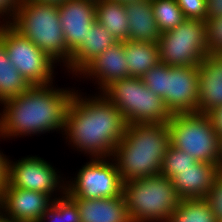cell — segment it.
<instances>
[{
	"mask_svg": "<svg viewBox=\"0 0 222 222\" xmlns=\"http://www.w3.org/2000/svg\"><path fill=\"white\" fill-rule=\"evenodd\" d=\"M80 93L77 90L71 98L62 135L73 149L90 154V159L112 157L127 122L103 94L87 97Z\"/></svg>",
	"mask_w": 222,
	"mask_h": 222,
	"instance_id": "1",
	"label": "cell"
},
{
	"mask_svg": "<svg viewBox=\"0 0 222 222\" xmlns=\"http://www.w3.org/2000/svg\"><path fill=\"white\" fill-rule=\"evenodd\" d=\"M76 90L33 85L24 93L1 104L0 139L64 132L66 111ZM21 135V136H20Z\"/></svg>",
	"mask_w": 222,
	"mask_h": 222,
	"instance_id": "2",
	"label": "cell"
},
{
	"mask_svg": "<svg viewBox=\"0 0 222 222\" xmlns=\"http://www.w3.org/2000/svg\"><path fill=\"white\" fill-rule=\"evenodd\" d=\"M169 145L167 123L127 124L112 154L122 182L159 175Z\"/></svg>",
	"mask_w": 222,
	"mask_h": 222,
	"instance_id": "3",
	"label": "cell"
},
{
	"mask_svg": "<svg viewBox=\"0 0 222 222\" xmlns=\"http://www.w3.org/2000/svg\"><path fill=\"white\" fill-rule=\"evenodd\" d=\"M8 24L56 64L63 62V66L67 67L71 56L67 53L58 5L20 1Z\"/></svg>",
	"mask_w": 222,
	"mask_h": 222,
	"instance_id": "4",
	"label": "cell"
},
{
	"mask_svg": "<svg viewBox=\"0 0 222 222\" xmlns=\"http://www.w3.org/2000/svg\"><path fill=\"white\" fill-rule=\"evenodd\" d=\"M122 195L131 222H167L181 201L172 180L161 174L124 182Z\"/></svg>",
	"mask_w": 222,
	"mask_h": 222,
	"instance_id": "5",
	"label": "cell"
},
{
	"mask_svg": "<svg viewBox=\"0 0 222 222\" xmlns=\"http://www.w3.org/2000/svg\"><path fill=\"white\" fill-rule=\"evenodd\" d=\"M198 66L170 67L159 63L141 79L160 96L171 114L197 112L199 97Z\"/></svg>",
	"mask_w": 222,
	"mask_h": 222,
	"instance_id": "6",
	"label": "cell"
},
{
	"mask_svg": "<svg viewBox=\"0 0 222 222\" xmlns=\"http://www.w3.org/2000/svg\"><path fill=\"white\" fill-rule=\"evenodd\" d=\"M101 94L122 113L127 124L167 123L172 116L163 99L148 89L141 78L116 80Z\"/></svg>",
	"mask_w": 222,
	"mask_h": 222,
	"instance_id": "7",
	"label": "cell"
},
{
	"mask_svg": "<svg viewBox=\"0 0 222 222\" xmlns=\"http://www.w3.org/2000/svg\"><path fill=\"white\" fill-rule=\"evenodd\" d=\"M170 145L197 161L219 164L220 136L205 113H176L167 122Z\"/></svg>",
	"mask_w": 222,
	"mask_h": 222,
	"instance_id": "8",
	"label": "cell"
},
{
	"mask_svg": "<svg viewBox=\"0 0 222 222\" xmlns=\"http://www.w3.org/2000/svg\"><path fill=\"white\" fill-rule=\"evenodd\" d=\"M157 43L161 63L170 67L199 66L208 56L206 21L185 19L176 28L161 33Z\"/></svg>",
	"mask_w": 222,
	"mask_h": 222,
	"instance_id": "9",
	"label": "cell"
},
{
	"mask_svg": "<svg viewBox=\"0 0 222 222\" xmlns=\"http://www.w3.org/2000/svg\"><path fill=\"white\" fill-rule=\"evenodd\" d=\"M0 41L9 61L31 85L53 84L55 61L8 23L0 24Z\"/></svg>",
	"mask_w": 222,
	"mask_h": 222,
	"instance_id": "10",
	"label": "cell"
},
{
	"mask_svg": "<svg viewBox=\"0 0 222 222\" xmlns=\"http://www.w3.org/2000/svg\"><path fill=\"white\" fill-rule=\"evenodd\" d=\"M73 179L65 182L71 198H110L122 194L123 182L112 157L91 158Z\"/></svg>",
	"mask_w": 222,
	"mask_h": 222,
	"instance_id": "11",
	"label": "cell"
},
{
	"mask_svg": "<svg viewBox=\"0 0 222 222\" xmlns=\"http://www.w3.org/2000/svg\"><path fill=\"white\" fill-rule=\"evenodd\" d=\"M53 167L52 164L39 156L27 155L15 162L9 158L6 186L43 192L54 200L58 198V195L63 196L66 193V183H64L66 178L62 180L58 170ZM57 192L61 194H57Z\"/></svg>",
	"mask_w": 222,
	"mask_h": 222,
	"instance_id": "12",
	"label": "cell"
},
{
	"mask_svg": "<svg viewBox=\"0 0 222 222\" xmlns=\"http://www.w3.org/2000/svg\"><path fill=\"white\" fill-rule=\"evenodd\" d=\"M67 53L71 56L86 39L96 21L95 0H67L58 5Z\"/></svg>",
	"mask_w": 222,
	"mask_h": 222,
	"instance_id": "13",
	"label": "cell"
},
{
	"mask_svg": "<svg viewBox=\"0 0 222 222\" xmlns=\"http://www.w3.org/2000/svg\"><path fill=\"white\" fill-rule=\"evenodd\" d=\"M52 202L43 192L6 186L0 197V209L18 222H40Z\"/></svg>",
	"mask_w": 222,
	"mask_h": 222,
	"instance_id": "14",
	"label": "cell"
},
{
	"mask_svg": "<svg viewBox=\"0 0 222 222\" xmlns=\"http://www.w3.org/2000/svg\"><path fill=\"white\" fill-rule=\"evenodd\" d=\"M80 75V76H79ZM83 75V76H82ZM78 76L94 79L101 93L110 83L128 78L124 42L117 41L90 62ZM88 77V78H87ZM98 82V83H97Z\"/></svg>",
	"mask_w": 222,
	"mask_h": 222,
	"instance_id": "15",
	"label": "cell"
},
{
	"mask_svg": "<svg viewBox=\"0 0 222 222\" xmlns=\"http://www.w3.org/2000/svg\"><path fill=\"white\" fill-rule=\"evenodd\" d=\"M219 173L215 163L197 161L191 168L179 170L171 180L181 200L205 199Z\"/></svg>",
	"mask_w": 222,
	"mask_h": 222,
	"instance_id": "16",
	"label": "cell"
},
{
	"mask_svg": "<svg viewBox=\"0 0 222 222\" xmlns=\"http://www.w3.org/2000/svg\"><path fill=\"white\" fill-rule=\"evenodd\" d=\"M198 67L197 113L208 114L222 106V55H208Z\"/></svg>",
	"mask_w": 222,
	"mask_h": 222,
	"instance_id": "17",
	"label": "cell"
},
{
	"mask_svg": "<svg viewBox=\"0 0 222 222\" xmlns=\"http://www.w3.org/2000/svg\"><path fill=\"white\" fill-rule=\"evenodd\" d=\"M80 215V222H131L123 195L110 198H72Z\"/></svg>",
	"mask_w": 222,
	"mask_h": 222,
	"instance_id": "18",
	"label": "cell"
},
{
	"mask_svg": "<svg viewBox=\"0 0 222 222\" xmlns=\"http://www.w3.org/2000/svg\"><path fill=\"white\" fill-rule=\"evenodd\" d=\"M116 39L111 33L97 21H95L88 30L86 39L80 47L71 55L70 62L65 70L77 76L78 74L95 59L104 52L108 47L114 44ZM70 70V71H69Z\"/></svg>",
	"mask_w": 222,
	"mask_h": 222,
	"instance_id": "19",
	"label": "cell"
},
{
	"mask_svg": "<svg viewBox=\"0 0 222 222\" xmlns=\"http://www.w3.org/2000/svg\"><path fill=\"white\" fill-rule=\"evenodd\" d=\"M129 22V41L158 42L161 32L153 14L151 0H139L125 4Z\"/></svg>",
	"mask_w": 222,
	"mask_h": 222,
	"instance_id": "20",
	"label": "cell"
},
{
	"mask_svg": "<svg viewBox=\"0 0 222 222\" xmlns=\"http://www.w3.org/2000/svg\"><path fill=\"white\" fill-rule=\"evenodd\" d=\"M124 52L128 66V78H141L160 63L157 42L125 41Z\"/></svg>",
	"mask_w": 222,
	"mask_h": 222,
	"instance_id": "21",
	"label": "cell"
},
{
	"mask_svg": "<svg viewBox=\"0 0 222 222\" xmlns=\"http://www.w3.org/2000/svg\"><path fill=\"white\" fill-rule=\"evenodd\" d=\"M96 21L103 25L116 41L129 39V22L125 12V4L96 0Z\"/></svg>",
	"mask_w": 222,
	"mask_h": 222,
	"instance_id": "22",
	"label": "cell"
},
{
	"mask_svg": "<svg viewBox=\"0 0 222 222\" xmlns=\"http://www.w3.org/2000/svg\"><path fill=\"white\" fill-rule=\"evenodd\" d=\"M30 86L9 61L5 46L0 41V105L3 101L24 93Z\"/></svg>",
	"mask_w": 222,
	"mask_h": 222,
	"instance_id": "23",
	"label": "cell"
},
{
	"mask_svg": "<svg viewBox=\"0 0 222 222\" xmlns=\"http://www.w3.org/2000/svg\"><path fill=\"white\" fill-rule=\"evenodd\" d=\"M167 222H218V219L205 199H185Z\"/></svg>",
	"mask_w": 222,
	"mask_h": 222,
	"instance_id": "24",
	"label": "cell"
},
{
	"mask_svg": "<svg viewBox=\"0 0 222 222\" xmlns=\"http://www.w3.org/2000/svg\"><path fill=\"white\" fill-rule=\"evenodd\" d=\"M151 6L161 33L176 28L186 19L176 0H151Z\"/></svg>",
	"mask_w": 222,
	"mask_h": 222,
	"instance_id": "25",
	"label": "cell"
},
{
	"mask_svg": "<svg viewBox=\"0 0 222 222\" xmlns=\"http://www.w3.org/2000/svg\"><path fill=\"white\" fill-rule=\"evenodd\" d=\"M40 222H80L76 202L65 193L58 196L48 207Z\"/></svg>",
	"mask_w": 222,
	"mask_h": 222,
	"instance_id": "26",
	"label": "cell"
},
{
	"mask_svg": "<svg viewBox=\"0 0 222 222\" xmlns=\"http://www.w3.org/2000/svg\"><path fill=\"white\" fill-rule=\"evenodd\" d=\"M196 162L197 160L191 154L169 145L164 156L160 174L172 179L179 170L191 168V165Z\"/></svg>",
	"mask_w": 222,
	"mask_h": 222,
	"instance_id": "27",
	"label": "cell"
},
{
	"mask_svg": "<svg viewBox=\"0 0 222 222\" xmlns=\"http://www.w3.org/2000/svg\"><path fill=\"white\" fill-rule=\"evenodd\" d=\"M208 55H222V16L206 20Z\"/></svg>",
	"mask_w": 222,
	"mask_h": 222,
	"instance_id": "28",
	"label": "cell"
},
{
	"mask_svg": "<svg viewBox=\"0 0 222 222\" xmlns=\"http://www.w3.org/2000/svg\"><path fill=\"white\" fill-rule=\"evenodd\" d=\"M186 19L207 20L206 0H176Z\"/></svg>",
	"mask_w": 222,
	"mask_h": 222,
	"instance_id": "29",
	"label": "cell"
},
{
	"mask_svg": "<svg viewBox=\"0 0 222 222\" xmlns=\"http://www.w3.org/2000/svg\"><path fill=\"white\" fill-rule=\"evenodd\" d=\"M205 200L208 202L212 212L217 219L222 217V172H220L206 195Z\"/></svg>",
	"mask_w": 222,
	"mask_h": 222,
	"instance_id": "30",
	"label": "cell"
},
{
	"mask_svg": "<svg viewBox=\"0 0 222 222\" xmlns=\"http://www.w3.org/2000/svg\"><path fill=\"white\" fill-rule=\"evenodd\" d=\"M19 4L20 0H0V24L9 23Z\"/></svg>",
	"mask_w": 222,
	"mask_h": 222,
	"instance_id": "31",
	"label": "cell"
},
{
	"mask_svg": "<svg viewBox=\"0 0 222 222\" xmlns=\"http://www.w3.org/2000/svg\"><path fill=\"white\" fill-rule=\"evenodd\" d=\"M207 20L222 16V0H206Z\"/></svg>",
	"mask_w": 222,
	"mask_h": 222,
	"instance_id": "32",
	"label": "cell"
},
{
	"mask_svg": "<svg viewBox=\"0 0 222 222\" xmlns=\"http://www.w3.org/2000/svg\"><path fill=\"white\" fill-rule=\"evenodd\" d=\"M208 116L210 117L217 134L222 137V106L209 112Z\"/></svg>",
	"mask_w": 222,
	"mask_h": 222,
	"instance_id": "33",
	"label": "cell"
},
{
	"mask_svg": "<svg viewBox=\"0 0 222 222\" xmlns=\"http://www.w3.org/2000/svg\"><path fill=\"white\" fill-rule=\"evenodd\" d=\"M9 156L0 151V197L7 184V161Z\"/></svg>",
	"mask_w": 222,
	"mask_h": 222,
	"instance_id": "34",
	"label": "cell"
},
{
	"mask_svg": "<svg viewBox=\"0 0 222 222\" xmlns=\"http://www.w3.org/2000/svg\"><path fill=\"white\" fill-rule=\"evenodd\" d=\"M20 1H32L40 4H54V5H60L63 4L67 0H20Z\"/></svg>",
	"mask_w": 222,
	"mask_h": 222,
	"instance_id": "35",
	"label": "cell"
},
{
	"mask_svg": "<svg viewBox=\"0 0 222 222\" xmlns=\"http://www.w3.org/2000/svg\"><path fill=\"white\" fill-rule=\"evenodd\" d=\"M0 222H18L11 218L10 216L6 215L1 209H0Z\"/></svg>",
	"mask_w": 222,
	"mask_h": 222,
	"instance_id": "36",
	"label": "cell"
},
{
	"mask_svg": "<svg viewBox=\"0 0 222 222\" xmlns=\"http://www.w3.org/2000/svg\"><path fill=\"white\" fill-rule=\"evenodd\" d=\"M218 167L220 172H222V137H220V153H219V164Z\"/></svg>",
	"mask_w": 222,
	"mask_h": 222,
	"instance_id": "37",
	"label": "cell"
},
{
	"mask_svg": "<svg viewBox=\"0 0 222 222\" xmlns=\"http://www.w3.org/2000/svg\"><path fill=\"white\" fill-rule=\"evenodd\" d=\"M109 1H114V2H119V3H122V4H127V3H130V2L139 1V0H109Z\"/></svg>",
	"mask_w": 222,
	"mask_h": 222,
	"instance_id": "38",
	"label": "cell"
},
{
	"mask_svg": "<svg viewBox=\"0 0 222 222\" xmlns=\"http://www.w3.org/2000/svg\"><path fill=\"white\" fill-rule=\"evenodd\" d=\"M218 222H222V217L218 219Z\"/></svg>",
	"mask_w": 222,
	"mask_h": 222,
	"instance_id": "39",
	"label": "cell"
}]
</instances>
